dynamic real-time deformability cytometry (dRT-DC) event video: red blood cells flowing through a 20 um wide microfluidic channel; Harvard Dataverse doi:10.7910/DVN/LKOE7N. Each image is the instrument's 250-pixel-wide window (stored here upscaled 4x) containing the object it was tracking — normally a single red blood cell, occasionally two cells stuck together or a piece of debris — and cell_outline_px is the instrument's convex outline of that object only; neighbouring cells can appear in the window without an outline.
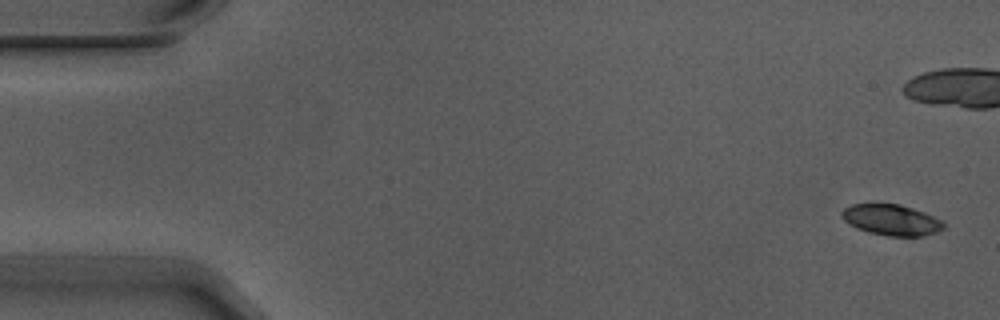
{"species": "Egyptian fruit bat (a non-hibernating species)", "species_latin": "Rousettus aegyptiacus", "temperature_condition": "warm", "stored_images_in_passage": 6, "camera_frame_rate_fps": 3000, "um_per_image_px": 0.085, "animal": {"sex": "male"}, "frame": {"image": 1, "passage_image": 1, "time_ms": 0.0, "image_size_px": [1000, 320], "cell_outline_px": [[944, 228], [936, 232], [924, 236], [888, 236], [868, 232], [856, 228], [848, 224], [840, 216], [840, 212], [844, 208], [852, 204], [900, 204], [924, 212], [940, 220], [944, 224]], "centroid_in_image_um": [75.73, 18.69], "position_along_channel_um": 9.3, "area_um2": 18.32}}